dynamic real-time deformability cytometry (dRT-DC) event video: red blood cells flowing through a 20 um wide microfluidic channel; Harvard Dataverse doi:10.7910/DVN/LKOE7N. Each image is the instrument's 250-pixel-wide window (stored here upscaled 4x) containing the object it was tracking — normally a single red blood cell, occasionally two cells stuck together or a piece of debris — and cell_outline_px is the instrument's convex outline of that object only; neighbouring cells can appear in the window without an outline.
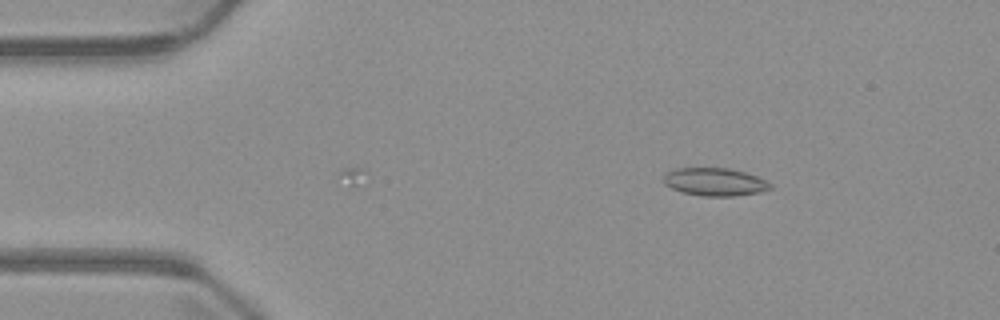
{"species": "common noctule bat (a hibernating species)", "species_latin": "Nyctalus noctula", "temperature_condition": "warm", "stored_images_in_passage": 4, "camera_frame_rate_fps": 3000, "um_per_image_px": 0.085, "animal": {"sex": "male", "body_mass_g": 23.1, "forearm_length_mm": 52.7}, "frame": {"image": 1, "passage_image": 4, "time_ms": 3.667, "image_size_px": [1000, 320], "cell_outline_px": [[772, 188], [760, 192], [736, 196], [700, 196], [684, 192], [672, 188], [664, 184], [664, 176], [668, 172], [676, 168], [728, 168], [744, 172], [756, 176], [772, 184]], "centroid_in_image_um": [60.77, 15.46], "position_along_channel_um": 24.2, "area_um2": 17.22}}